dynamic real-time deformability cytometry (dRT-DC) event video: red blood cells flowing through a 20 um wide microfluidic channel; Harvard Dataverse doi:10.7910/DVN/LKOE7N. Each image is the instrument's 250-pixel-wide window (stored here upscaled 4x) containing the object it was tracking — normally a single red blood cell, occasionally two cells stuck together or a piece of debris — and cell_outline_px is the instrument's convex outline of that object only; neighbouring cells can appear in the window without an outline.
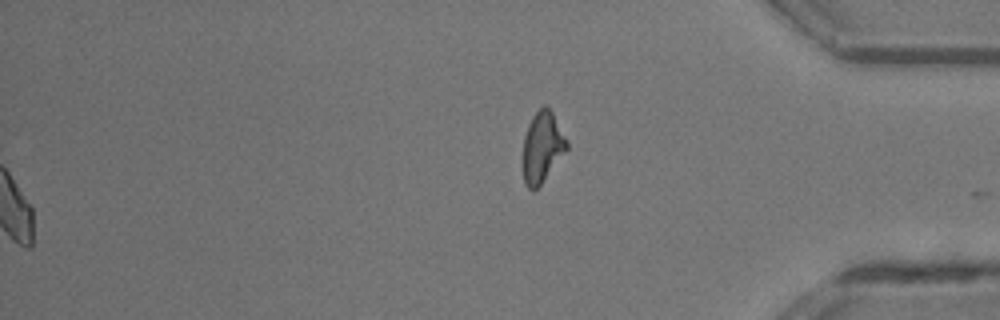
{"species": "common noctule bat (a hibernating species)", "species_latin": "Nyctalus noctula", "temperature_condition": "room temperature", "stored_images_in_passage": 50, "segment_of_instrument_passage": [2, 2], "camera_frame_rate_fps": 3000, "um_per_image_px": 0.085, "animal": {"sex": "male", "body_mass_g": 13.3}, "frame": {"image": 1, "passage_image": 50, "time_ms": 16.333, "image_size_px": [1000, 320], "cell_outline_px": [[568, 148], [540, 184], [532, 192], [524, 184], [524, 136], [528, 124], [532, 116], [544, 104], [552, 112], [568, 144]], "centroid_in_image_um": [46.07, 12.5], "position_along_channel_um": 389.1, "area_um2": 17.51}}